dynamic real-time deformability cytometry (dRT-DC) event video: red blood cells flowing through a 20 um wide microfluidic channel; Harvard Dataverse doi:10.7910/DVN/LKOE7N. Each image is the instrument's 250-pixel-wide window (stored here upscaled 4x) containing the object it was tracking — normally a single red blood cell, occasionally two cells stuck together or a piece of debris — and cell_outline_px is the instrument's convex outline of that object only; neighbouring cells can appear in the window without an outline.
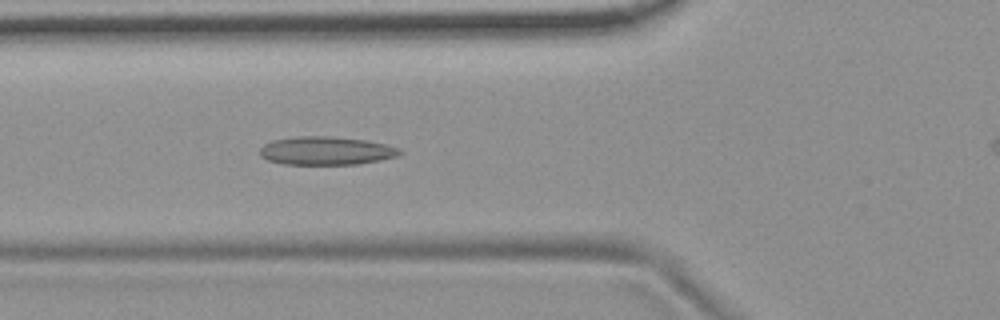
{"species": "common noctule bat (a hibernating species)", "species_latin": "Nyctalus noctula", "temperature_condition": "room temperature", "stored_images_in_passage": 48, "camera_frame_rate_fps": 3000, "um_per_image_px": 0.085, "animal": {"sex": "female", "body_mass_g": 19.9}, "frame": {"image": 1, "passage_image": 19, "time_ms": 6.0, "image_size_px": [1000, 320], "cell_outline_px": [[404, 152], [400, 156], [360, 164], [284, 164], [268, 160], [260, 156], [260, 148], [264, 144], [272, 140], [296, 136], [328, 136], [364, 140], [384, 144], [400, 148]], "centroid_in_image_um": [27.74, 12.81], "position_along_channel_um": 98.1, "area_um2": 23.18}}
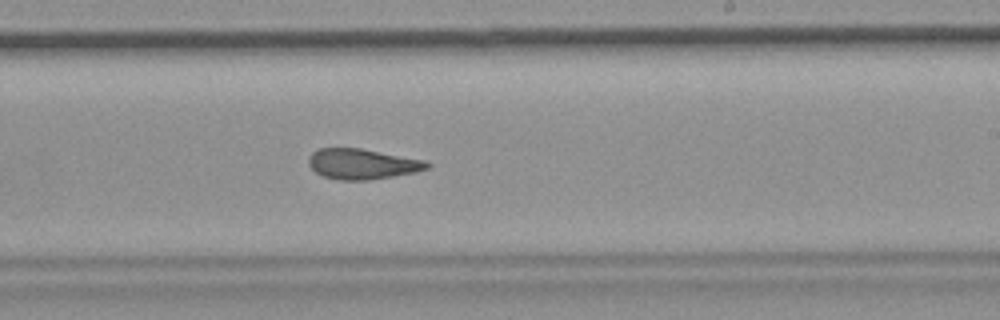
{"frame": {"image": 2, "passage_image": 32, "time_ms": 10.333, "image_size_px": [1000, 320], "cell_outline_px": [[432, 164], [428, 168], [416, 172], [368, 180], [340, 180], [324, 176], [316, 172], [308, 164], [308, 156], [312, 152], [320, 148], [360, 148], [428, 160]], "centroid_in_image_um": [30.82, 13.93], "position_along_channel_um": 258.2, "area_um2": 21.1}}
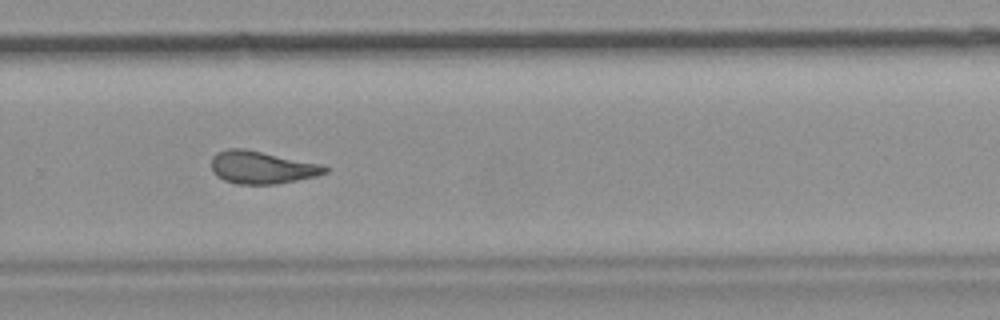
{"frame": {"image": 3, "passage_image": 36, "time_ms": 11.667, "image_size_px": [1000, 320], "cell_outline_px": [[328, 172], [316, 176], [276, 184], [236, 184], [224, 180], [216, 176], [212, 172], [212, 156], [216, 152], [228, 148], [244, 148], [324, 164], [328, 168]], "centroid_in_image_um": [22.25, 14.22], "position_along_channel_um": 307.5, "area_um2": 21.85}}